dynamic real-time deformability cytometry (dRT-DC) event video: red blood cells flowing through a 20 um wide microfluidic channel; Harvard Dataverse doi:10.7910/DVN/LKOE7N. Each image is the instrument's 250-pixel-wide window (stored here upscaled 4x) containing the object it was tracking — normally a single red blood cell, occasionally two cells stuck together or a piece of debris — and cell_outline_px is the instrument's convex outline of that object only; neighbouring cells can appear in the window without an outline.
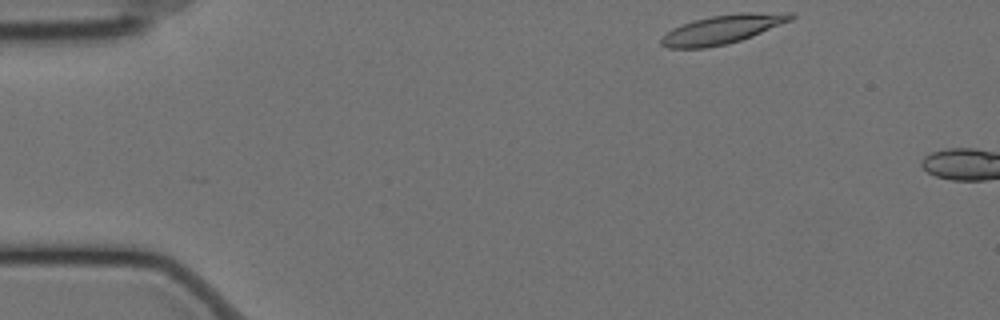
{"species": "Egyptian fruit bat (a non-hibernating species)", "species_latin": "Rousettus aegyptiacus", "temperature_condition": "cold", "stored_images_in_passage": 3, "camera_frame_rate_fps": 3000, "um_per_image_px": 0.085, "animal": {"sex": "female"}, "frame": {"image": 1, "passage_image": 1, "time_ms": 0.0, "image_size_px": [1000, 320], "cell_outline_px": [[796, 16], [792, 20], [752, 36], [740, 40], [708, 48], [668, 48], [660, 44], [660, 40], [672, 28], [692, 20], [712, 16], [744, 12], [792, 12]], "centroid_in_image_um": [61.44, 2.48], "position_along_channel_um": 23.6, "area_um2": 21.79}}